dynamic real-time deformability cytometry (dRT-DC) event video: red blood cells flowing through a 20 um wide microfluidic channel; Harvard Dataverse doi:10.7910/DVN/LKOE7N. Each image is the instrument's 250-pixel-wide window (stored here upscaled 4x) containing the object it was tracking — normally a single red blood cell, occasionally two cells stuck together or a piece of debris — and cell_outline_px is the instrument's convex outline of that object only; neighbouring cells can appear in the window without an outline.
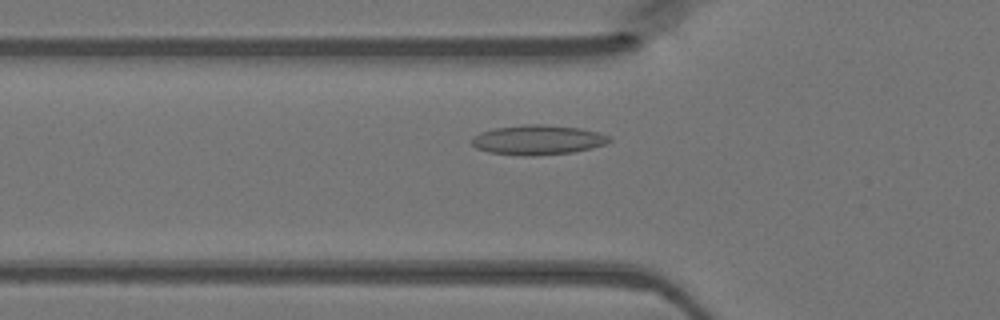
{"species": "Egyptian fruit bat (a non-hibernating species)", "species_latin": "Rousettus aegyptiacus", "temperature_condition": "warm", "stored_images_in_passage": 45, "camera_frame_rate_fps": 3000, "um_per_image_px": 0.085, "animal": {"sex": "female"}, "frame": {"image": 1, "passage_image": 14, "time_ms": 4.333, "image_size_px": [1000, 320], "cell_outline_px": [[612, 140], [604, 144], [592, 148], [572, 152], [532, 156], [524, 156], [488, 152], [476, 148], [472, 144], [472, 136], [480, 132], [492, 128], [524, 124], [544, 124], [580, 128], [600, 132], [608, 136]], "centroid_in_image_um": [45.69, 11.88], "position_along_channel_um": 80.1, "area_um2": 23.99}}
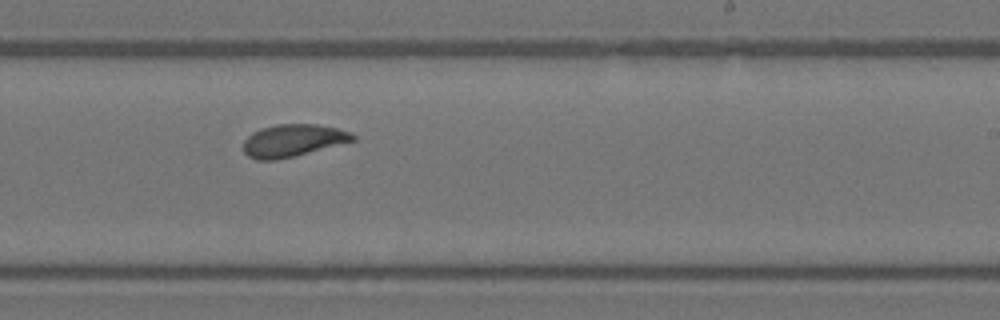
{"frame": {"image": 2, "passage_image": 27, "time_ms": 8.667, "image_size_px": [1000, 320], "cell_outline_px": [[356, 140], [276, 160], [256, 160], [248, 156], [244, 152], [244, 140], [252, 132], [260, 128], [276, 124], [316, 124], [336, 128], [352, 132], [356, 136]], "centroid_in_image_um": [24.88, 11.93], "position_along_channel_um": 264.1, "area_um2": 20.52}}
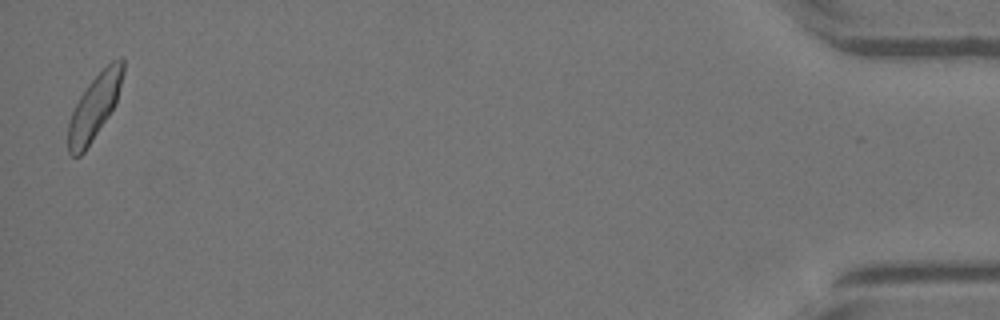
{"frame": {"image": 3, "passage_image": 45, "time_ms": 14.667, "image_size_px": [1000, 320], "cell_outline_px": [[124, 72], [116, 104], [84, 152], [80, 156], [72, 156], [68, 152], [68, 124], [72, 112], [80, 96], [88, 84], [112, 60], [120, 56], [124, 56]], "centroid_in_image_um": [8.05, 9.06], "position_along_channel_um": 427.2, "area_um2": 20.52}}